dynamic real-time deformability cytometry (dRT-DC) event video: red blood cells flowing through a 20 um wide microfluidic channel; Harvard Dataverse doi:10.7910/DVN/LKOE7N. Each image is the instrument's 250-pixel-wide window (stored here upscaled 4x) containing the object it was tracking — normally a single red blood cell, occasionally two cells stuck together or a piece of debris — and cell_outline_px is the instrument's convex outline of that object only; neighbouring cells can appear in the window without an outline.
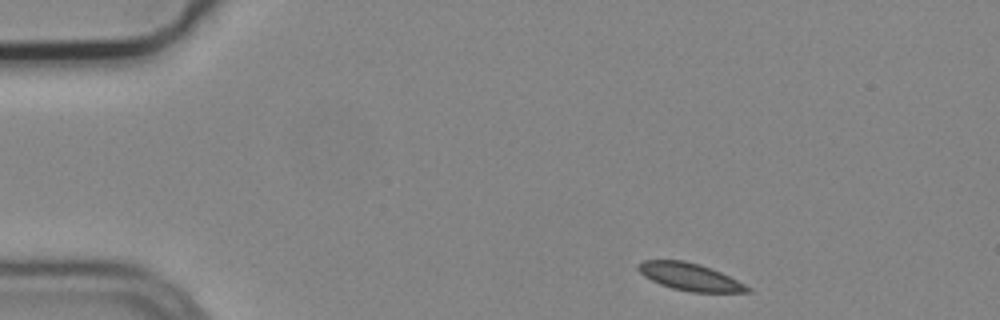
{"species": "common noctule bat (a hibernating species)", "species_latin": "Nyctalus noctula", "temperature_condition": "cold", "stored_images_in_passage": 6, "camera_frame_rate_fps": 3000, "um_per_image_px": 0.085, "animal": {"sex": "male", "body_mass_g": 19.2, "forearm_length_mm": 51.8}, "frame": {"image": 1, "passage_image": 1, "time_ms": 0.0, "image_size_px": [1000, 320], "cell_outline_px": [[752, 292], [692, 292], [672, 288], [660, 284], [644, 276], [636, 268], [636, 264], [644, 260], [684, 260], [700, 264], [720, 272], [752, 288]], "centroid_in_image_um": [58.61, 23.52], "position_along_channel_um": 26.4, "area_um2": 17.34}}
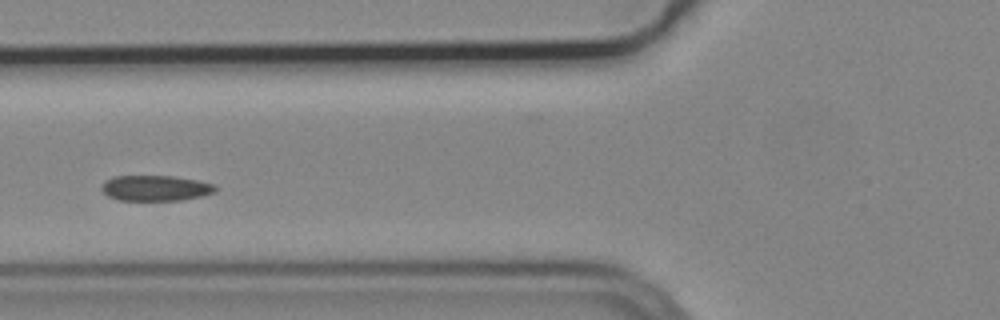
{"frame": {"image": 2, "passage_image": 4, "time_ms": 1.0, "image_size_px": [1000, 320], "cell_outline_px": [[216, 192], [200, 196], [180, 200], [120, 200], [108, 196], [100, 188], [104, 180], [112, 176], [172, 176], [196, 180], [216, 184]], "centroid_in_image_um": [13.2, 15.98], "position_along_channel_um": 112.6, "area_um2": 16.94}}
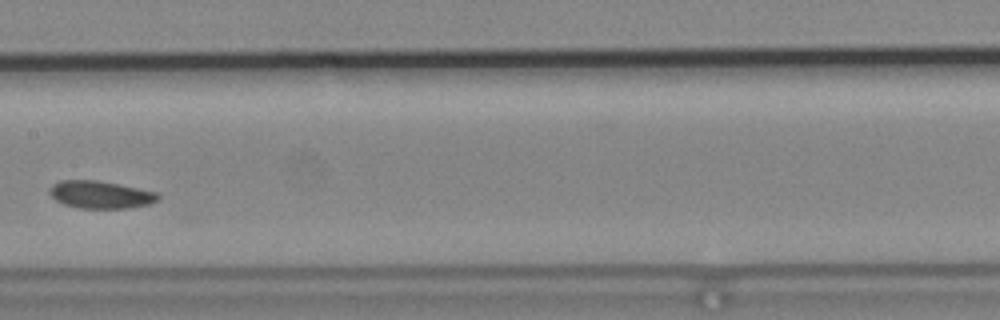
{"frame": {"image": 3, "passage_image": 6, "time_ms": 1.667, "image_size_px": [1000, 320], "cell_outline_px": [[160, 200], [148, 204], [128, 208], [80, 208], [64, 204], [56, 200], [48, 192], [52, 184], [60, 180], [96, 180], [156, 192], [160, 196]], "centroid_in_image_um": [8.52, 16.54], "position_along_channel_um": 198.9, "area_um2": 17.22}}